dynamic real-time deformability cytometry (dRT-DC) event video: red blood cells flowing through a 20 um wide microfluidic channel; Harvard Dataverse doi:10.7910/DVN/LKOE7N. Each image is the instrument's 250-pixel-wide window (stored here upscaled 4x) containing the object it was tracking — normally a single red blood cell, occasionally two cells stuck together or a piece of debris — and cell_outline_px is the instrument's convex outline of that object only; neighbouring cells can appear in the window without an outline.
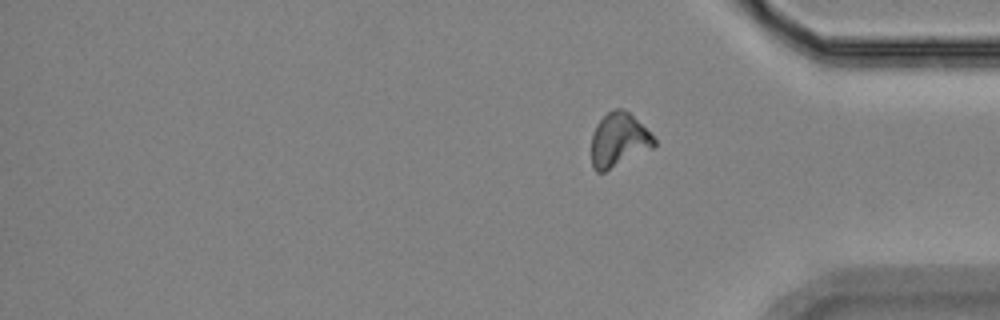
{"species": "Egyptian fruit bat (a non-hibernating species)", "species_latin": "Rousettus aegyptiacus", "temperature_condition": "room temperature", "stored_images_in_passage": 16, "segment_of_instrument_passage": [2, 2], "camera_frame_rate_fps": 3000, "um_per_image_px": 0.085, "animal": {"sex": "female"}, "frame": {"image": 1, "passage_image": 16, "time_ms": 18.333, "image_size_px": [1000, 320], "cell_outline_px": [[656, 144], [652, 148], [604, 172], [596, 172], [592, 168], [592, 132], [596, 124], [608, 112], [616, 108], [620, 108], [628, 112], [656, 140]], "centroid_in_image_um": [52.55, 11.92], "position_along_channel_um": 382.6, "area_um2": 19.31}}